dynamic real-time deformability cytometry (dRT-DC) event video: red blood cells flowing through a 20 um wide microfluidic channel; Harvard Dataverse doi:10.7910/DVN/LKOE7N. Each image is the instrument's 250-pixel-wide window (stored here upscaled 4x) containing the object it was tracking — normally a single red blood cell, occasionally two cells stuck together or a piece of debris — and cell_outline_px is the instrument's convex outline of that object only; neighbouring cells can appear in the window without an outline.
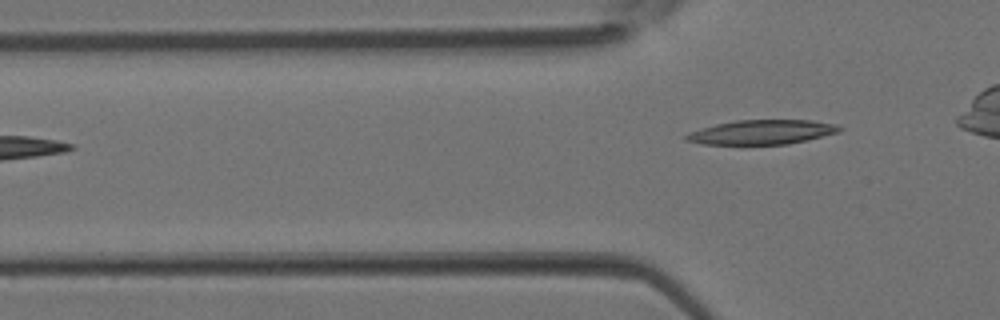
{"species": "Egyptian fruit bat (a non-hibernating species)", "species_latin": "Rousettus aegyptiacus", "temperature_condition": "room temperature", "stored_images_in_passage": 3, "camera_frame_rate_fps": 3000, "um_per_image_px": 0.085, "animal": {"sex": "female"}, "frame": {"image": 1, "passage_image": 3, "time_ms": 0.667, "image_size_px": [1000, 320], "cell_outline_px": [[844, 128], [840, 132], [788, 144], [704, 144], [684, 140], [684, 136], [688, 132], [716, 124], [736, 120], [812, 120], [836, 124]], "centroid_in_image_um": [64.77, 11.22], "position_along_channel_um": 61.0, "area_um2": 21.79}}